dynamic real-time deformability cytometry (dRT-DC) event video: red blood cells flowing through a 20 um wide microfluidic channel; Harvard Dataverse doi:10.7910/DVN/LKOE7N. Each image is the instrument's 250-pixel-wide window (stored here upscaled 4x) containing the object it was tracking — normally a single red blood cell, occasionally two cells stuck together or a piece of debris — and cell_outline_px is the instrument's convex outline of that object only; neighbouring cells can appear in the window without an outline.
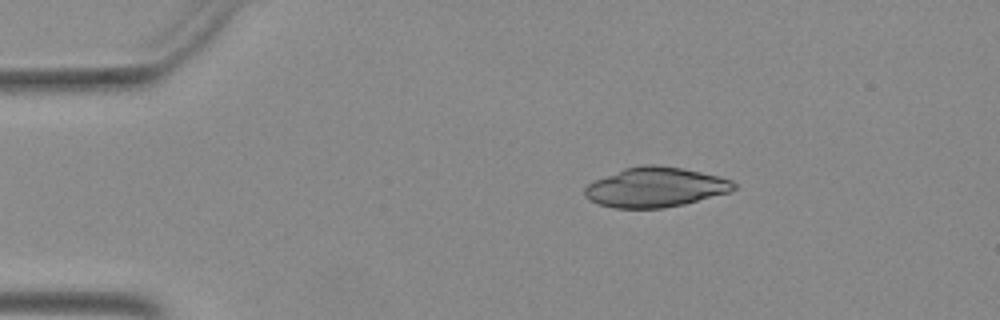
{"species": "Egyptian fruit bat (a non-hibernating species)", "species_latin": "Rousettus aegyptiacus", "temperature_condition": "warm", "stored_images_in_passage": 42, "camera_frame_rate_fps": 3000, "um_per_image_px": 0.085, "animal": {"sex": "female"}, "frame": {"image": 1, "passage_image": 1, "time_ms": 0.0, "image_size_px": [1000, 320], "cell_outline_px": [[736, 188], [732, 192], [684, 204], [664, 208], [616, 208], [600, 204], [588, 200], [584, 196], [584, 188], [588, 184], [596, 180], [624, 168], [644, 164], [656, 164], [680, 168], [700, 172], [732, 180], [736, 184]], "centroid_in_image_um": [55.72, 15.92], "position_along_channel_um": 29.3, "area_um2": 34.51}}
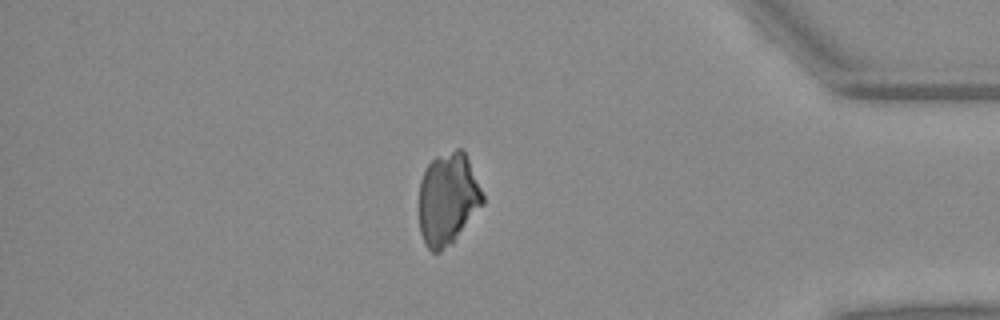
{"frame": {"image": 2, "passage_image": 35, "time_ms": 11.333, "image_size_px": [1000, 320], "cell_outline_px": [[484, 204], [452, 244], [440, 252], [432, 252], [424, 244], [420, 232], [420, 180], [428, 164], [436, 156], [456, 148], [460, 148], [464, 152], [468, 160], [484, 196]], "centroid_in_image_um": [38.07, 16.94], "position_along_channel_um": 397.1, "area_um2": 34.22}}
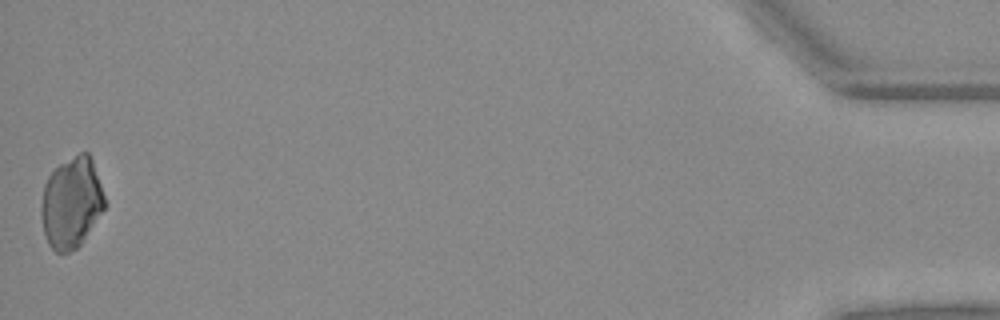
{"frame": {"image": 3, "passage_image": 42, "time_ms": 13.667, "image_size_px": [1000, 320], "cell_outline_px": [[104, 208], [80, 244], [76, 248], [68, 252], [56, 252], [48, 244], [44, 232], [40, 216], [40, 208], [44, 184], [48, 176], [60, 164], [80, 152], [88, 152], [92, 160], [104, 196]], "centroid_in_image_um": [6.03, 17.23], "position_along_channel_um": 429.2, "area_um2": 33.12}}